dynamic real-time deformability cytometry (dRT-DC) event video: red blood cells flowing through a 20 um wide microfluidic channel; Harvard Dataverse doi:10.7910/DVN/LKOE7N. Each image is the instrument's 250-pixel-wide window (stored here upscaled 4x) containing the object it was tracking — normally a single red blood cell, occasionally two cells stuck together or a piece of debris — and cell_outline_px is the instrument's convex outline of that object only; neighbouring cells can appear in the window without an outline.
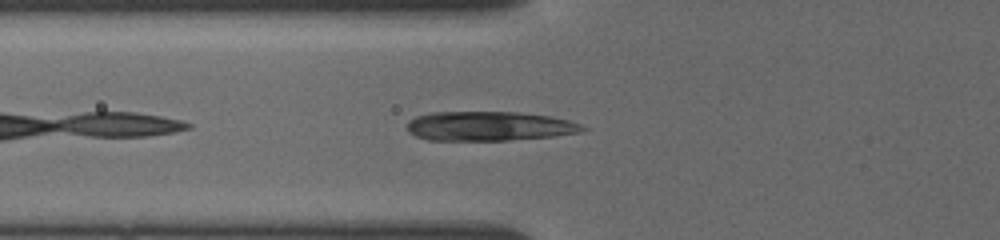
{"species": "common noctule bat (a hibernating species)", "species_latin": "Nyctalus noctula", "temperature_condition": "cold", "stored_images_in_passage": 11, "camera_frame_rate_fps": 3000, "um_per_image_px": 0.085, "animal": {"sex": "female", "body_mass_g": 19.5, "forearm_length_mm": 54.1}, "frame": {"image": 1, "passage_image": 5, "time_ms": 1.333, "image_size_px": [1000, 240], "cell_outline_px": [[588, 128], [580, 132], [552, 136], [508, 140], [428, 140], [416, 136], [408, 132], [408, 120], [416, 116], [432, 112], [520, 112], [548, 116], [568, 120], [580, 124]], "centroid_in_image_um": [41.55, 10.72], "position_along_channel_um": 84.2, "area_um2": 29.94}}
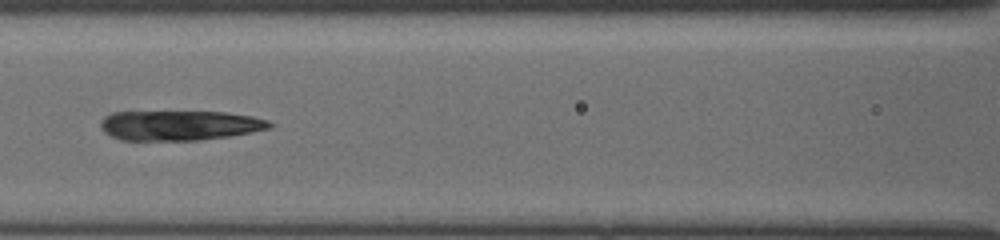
{"frame": {"image": 2, "passage_image": 10, "time_ms": 3.0, "image_size_px": [1000, 240], "cell_outline_px": [[276, 124], [272, 128], [252, 132], [228, 136], [200, 140], [120, 140], [104, 132], [100, 128], [100, 120], [104, 116], [112, 112], [224, 112], [252, 116], [268, 120]], "centroid_in_image_um": [15.27, 10.66], "position_along_channel_um": 151.3, "area_um2": 29.59}}